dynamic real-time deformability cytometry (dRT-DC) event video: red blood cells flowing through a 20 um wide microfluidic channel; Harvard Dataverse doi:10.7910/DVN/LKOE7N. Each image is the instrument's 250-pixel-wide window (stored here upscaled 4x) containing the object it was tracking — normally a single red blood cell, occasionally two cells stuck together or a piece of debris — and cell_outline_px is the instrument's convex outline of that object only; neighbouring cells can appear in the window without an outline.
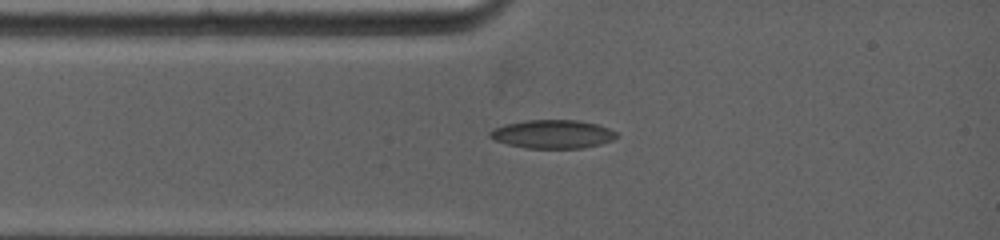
{"species": "common noctule bat (a hibernating species)", "species_latin": "Nyctalus noctula", "temperature_condition": "warm", "stored_images_in_passage": 1, "camera_frame_rate_fps": 5000, "um_per_image_px": 0.085, "animal": {"sex": "female", "body_mass_g": 19.0, "forearm_length_mm": 53.3}, "frame": {"image": 1, "passage_image": 1, "time_ms": 0.0, "image_size_px": [1000, 240], "cell_outline_px": [[772, 132], [764, 140], [756, 144], [744, 148], [712, 148], [652, 140], [636, 124], [760, 124], [768, 128]], "centroid_in_image_um": [60.2, 11.43], "position_along_channel_um": 24.8, "area_um2": 18.5}}